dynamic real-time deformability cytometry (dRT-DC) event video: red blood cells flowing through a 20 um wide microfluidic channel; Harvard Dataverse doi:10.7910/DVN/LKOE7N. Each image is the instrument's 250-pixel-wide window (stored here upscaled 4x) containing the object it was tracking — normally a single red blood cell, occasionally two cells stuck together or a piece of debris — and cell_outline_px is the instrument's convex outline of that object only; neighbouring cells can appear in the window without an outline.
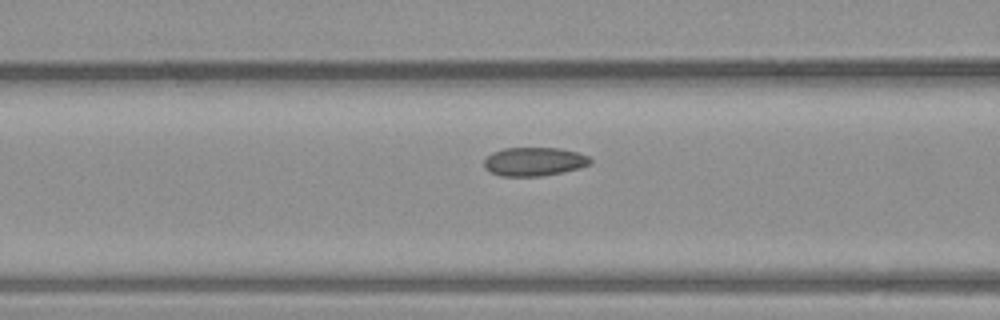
{"species": "common noctule bat (a hibernating species)", "species_latin": "Nyctalus noctula", "temperature_condition": "warm", "stored_images_in_passage": 16, "camera_frame_rate_fps": 3000, "um_per_image_px": 0.085, "animal": {"sex": "male", "body_mass_g": 23.1, "forearm_length_mm": 52.7}, "frame": {"image": 1, "passage_image": 14, "time_ms": 4.333, "image_size_px": [1000, 320], "cell_outline_px": [[592, 164], [580, 168], [564, 172], [540, 176], [500, 176], [488, 172], [484, 168], [484, 160], [492, 152], [504, 148], [560, 148], [576, 152], [588, 156], [592, 160]], "centroid_in_image_um": [45.4, 13.74], "position_along_channel_um": 121.2, "area_um2": 17.92}}